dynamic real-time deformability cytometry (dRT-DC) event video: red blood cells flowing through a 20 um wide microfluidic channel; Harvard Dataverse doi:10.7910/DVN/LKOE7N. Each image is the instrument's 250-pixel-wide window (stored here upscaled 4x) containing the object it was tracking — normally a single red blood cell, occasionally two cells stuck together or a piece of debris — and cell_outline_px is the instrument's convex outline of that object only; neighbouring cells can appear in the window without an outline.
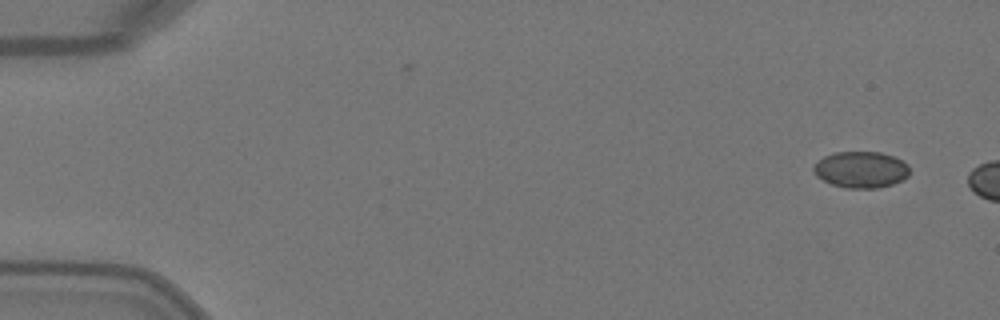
{"species": "Egyptian fruit bat (a non-hibernating species)", "species_latin": "Rousettus aegyptiacus", "temperature_condition": "warm", "stored_images_in_passage": 2, "camera_frame_rate_fps": 3000, "um_per_image_px": 0.085, "animal": {"sex": "female"}, "frame": {"image": 1, "passage_image": 2, "time_ms": 0.333, "image_size_px": [1000, 320], "cell_outline_px": [[908, 176], [904, 180], [892, 184], [876, 188], [848, 188], [832, 184], [816, 176], [812, 168], [824, 156], [836, 152], [880, 152], [892, 156], [908, 164]], "centroid_in_image_um": [73.19, 14.42], "position_along_channel_um": 11.8, "area_um2": 20.17}}